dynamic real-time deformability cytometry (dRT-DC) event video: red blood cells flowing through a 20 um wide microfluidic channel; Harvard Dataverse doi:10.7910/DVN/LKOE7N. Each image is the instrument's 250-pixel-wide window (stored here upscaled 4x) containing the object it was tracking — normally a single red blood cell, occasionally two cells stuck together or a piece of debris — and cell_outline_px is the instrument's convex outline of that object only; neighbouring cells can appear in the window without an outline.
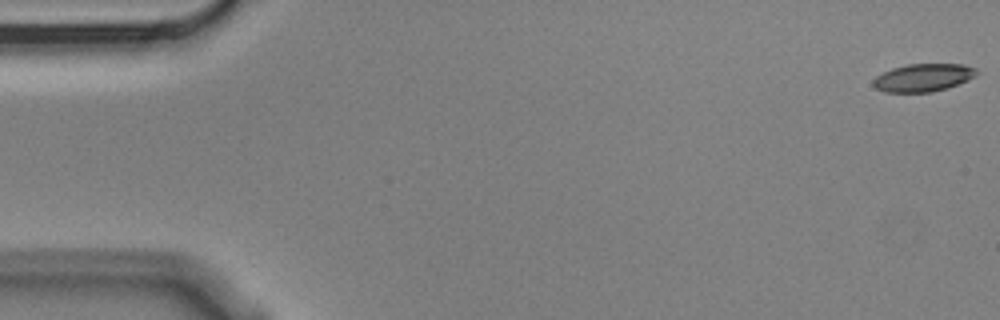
{"species": "Egyptian fruit bat (a non-hibernating species)", "species_latin": "Rousettus aegyptiacus", "temperature_condition": "cold", "stored_images_in_passage": 5, "camera_frame_rate_fps": 3000, "um_per_image_px": 0.085, "animal": {"sex": "male"}, "frame": {"image": 1, "passage_image": 1, "time_ms": 0.0, "image_size_px": [1000, 320], "cell_outline_px": [[980, 72], [976, 76], [968, 80], [948, 88], [932, 92], [884, 92], [876, 88], [872, 84], [872, 80], [876, 76], [892, 68], [908, 64], [964, 64], [976, 68]], "centroid_in_image_um": [78.5, 6.6], "position_along_channel_um": 6.5, "area_um2": 16.94}}
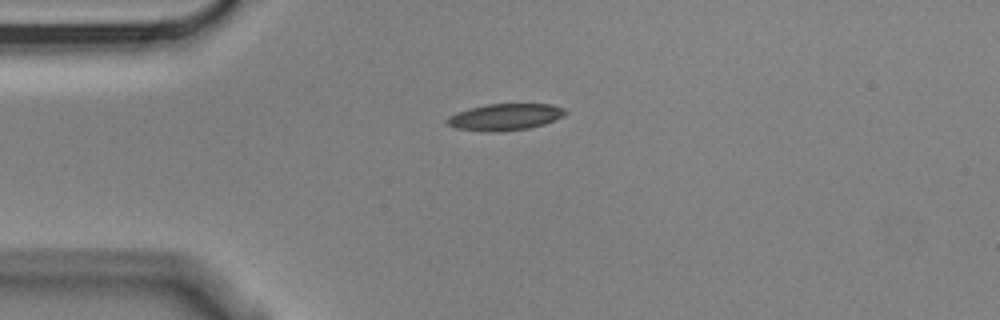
{"frame": {"image": 2, "passage_image": 4, "time_ms": 1.0, "image_size_px": [1000, 320], "cell_outline_px": [[568, 112], [564, 116], [544, 124], [528, 128], [500, 132], [484, 132], [456, 128], [448, 124], [448, 116], [472, 108], [488, 104], [552, 104], [564, 108]], "centroid_in_image_um": [42.98, 9.95], "position_along_channel_um": 42.0, "area_um2": 18.21}}